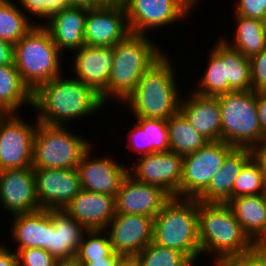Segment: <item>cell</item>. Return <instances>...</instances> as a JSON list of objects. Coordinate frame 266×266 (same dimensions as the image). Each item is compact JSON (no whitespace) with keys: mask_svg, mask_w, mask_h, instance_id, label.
<instances>
[{"mask_svg":"<svg viewBox=\"0 0 266 266\" xmlns=\"http://www.w3.org/2000/svg\"><path fill=\"white\" fill-rule=\"evenodd\" d=\"M0 204L10 215L41 210L32 167L0 171Z\"/></svg>","mask_w":266,"mask_h":266,"instance_id":"e0dca14e","label":"cell"},{"mask_svg":"<svg viewBox=\"0 0 266 266\" xmlns=\"http://www.w3.org/2000/svg\"><path fill=\"white\" fill-rule=\"evenodd\" d=\"M136 123L146 132L147 154L169 151L167 120L135 118Z\"/></svg>","mask_w":266,"mask_h":266,"instance_id":"d590c367","label":"cell"},{"mask_svg":"<svg viewBox=\"0 0 266 266\" xmlns=\"http://www.w3.org/2000/svg\"><path fill=\"white\" fill-rule=\"evenodd\" d=\"M216 98L221 110L222 141L256 150L265 138L257 115V92L236 91Z\"/></svg>","mask_w":266,"mask_h":266,"instance_id":"52a82bcc","label":"cell"},{"mask_svg":"<svg viewBox=\"0 0 266 266\" xmlns=\"http://www.w3.org/2000/svg\"><path fill=\"white\" fill-rule=\"evenodd\" d=\"M198 201L171 197L154 217L152 242L174 249L191 261L201 254L198 237Z\"/></svg>","mask_w":266,"mask_h":266,"instance_id":"5b68a950","label":"cell"},{"mask_svg":"<svg viewBox=\"0 0 266 266\" xmlns=\"http://www.w3.org/2000/svg\"><path fill=\"white\" fill-rule=\"evenodd\" d=\"M14 57V45L8 41L0 39V66L12 64Z\"/></svg>","mask_w":266,"mask_h":266,"instance_id":"ee69618b","label":"cell"},{"mask_svg":"<svg viewBox=\"0 0 266 266\" xmlns=\"http://www.w3.org/2000/svg\"><path fill=\"white\" fill-rule=\"evenodd\" d=\"M235 15L266 22V0H237Z\"/></svg>","mask_w":266,"mask_h":266,"instance_id":"ab89813d","label":"cell"},{"mask_svg":"<svg viewBox=\"0 0 266 266\" xmlns=\"http://www.w3.org/2000/svg\"><path fill=\"white\" fill-rule=\"evenodd\" d=\"M167 127L169 150L182 157L197 151L209 142L189 124L180 112L167 120Z\"/></svg>","mask_w":266,"mask_h":266,"instance_id":"f546056e","label":"cell"},{"mask_svg":"<svg viewBox=\"0 0 266 266\" xmlns=\"http://www.w3.org/2000/svg\"><path fill=\"white\" fill-rule=\"evenodd\" d=\"M147 35L129 33L114 49L108 85L107 98L115 97L122 104L134 91L144 73L164 54Z\"/></svg>","mask_w":266,"mask_h":266,"instance_id":"277c9868","label":"cell"},{"mask_svg":"<svg viewBox=\"0 0 266 266\" xmlns=\"http://www.w3.org/2000/svg\"><path fill=\"white\" fill-rule=\"evenodd\" d=\"M0 266H19L17 253L10 251L6 245H0Z\"/></svg>","mask_w":266,"mask_h":266,"instance_id":"f6af8a7d","label":"cell"},{"mask_svg":"<svg viewBox=\"0 0 266 266\" xmlns=\"http://www.w3.org/2000/svg\"><path fill=\"white\" fill-rule=\"evenodd\" d=\"M104 232L105 230L86 231L88 237L85 238L83 235L76 253V258L80 262H92L106 256H121L113 250L108 235L103 236Z\"/></svg>","mask_w":266,"mask_h":266,"instance_id":"836d02e7","label":"cell"},{"mask_svg":"<svg viewBox=\"0 0 266 266\" xmlns=\"http://www.w3.org/2000/svg\"><path fill=\"white\" fill-rule=\"evenodd\" d=\"M88 8L69 6L52 15L43 25L59 51H76L85 45L84 30ZM66 49V50H65Z\"/></svg>","mask_w":266,"mask_h":266,"instance_id":"7402d4cb","label":"cell"},{"mask_svg":"<svg viewBox=\"0 0 266 266\" xmlns=\"http://www.w3.org/2000/svg\"><path fill=\"white\" fill-rule=\"evenodd\" d=\"M170 198L161 187L138 182L128 173L115 196L116 213L154 218Z\"/></svg>","mask_w":266,"mask_h":266,"instance_id":"ac0fdd59","label":"cell"},{"mask_svg":"<svg viewBox=\"0 0 266 266\" xmlns=\"http://www.w3.org/2000/svg\"><path fill=\"white\" fill-rule=\"evenodd\" d=\"M223 266H266V245H257L252 251L227 261Z\"/></svg>","mask_w":266,"mask_h":266,"instance_id":"60d3db41","label":"cell"},{"mask_svg":"<svg viewBox=\"0 0 266 266\" xmlns=\"http://www.w3.org/2000/svg\"><path fill=\"white\" fill-rule=\"evenodd\" d=\"M234 148L223 141L208 142L197 151L183 156L181 189L176 197L197 199Z\"/></svg>","mask_w":266,"mask_h":266,"instance_id":"9c48e42d","label":"cell"},{"mask_svg":"<svg viewBox=\"0 0 266 266\" xmlns=\"http://www.w3.org/2000/svg\"><path fill=\"white\" fill-rule=\"evenodd\" d=\"M136 162L132 170H128L136 181L159 186L171 197L178 195L181 189L182 156L169 150L140 156Z\"/></svg>","mask_w":266,"mask_h":266,"instance_id":"7c38bea8","label":"cell"},{"mask_svg":"<svg viewBox=\"0 0 266 266\" xmlns=\"http://www.w3.org/2000/svg\"><path fill=\"white\" fill-rule=\"evenodd\" d=\"M105 105L101 97L75 77L62 74L39 86L32 93V106L39 111L37 121L65 126L70 120L84 118Z\"/></svg>","mask_w":266,"mask_h":266,"instance_id":"6da1fadb","label":"cell"},{"mask_svg":"<svg viewBox=\"0 0 266 266\" xmlns=\"http://www.w3.org/2000/svg\"><path fill=\"white\" fill-rule=\"evenodd\" d=\"M235 17L237 26L233 34L234 42L230 43L226 38L224 40L223 36L222 40L231 48L250 59L266 48V24L258 19L245 18L239 15Z\"/></svg>","mask_w":266,"mask_h":266,"instance_id":"83f0119b","label":"cell"},{"mask_svg":"<svg viewBox=\"0 0 266 266\" xmlns=\"http://www.w3.org/2000/svg\"><path fill=\"white\" fill-rule=\"evenodd\" d=\"M115 266H140L136 256H121Z\"/></svg>","mask_w":266,"mask_h":266,"instance_id":"c3c4849f","label":"cell"},{"mask_svg":"<svg viewBox=\"0 0 266 266\" xmlns=\"http://www.w3.org/2000/svg\"><path fill=\"white\" fill-rule=\"evenodd\" d=\"M91 148L84 153L77 166L81 189L116 196L129 169L111 157L91 159Z\"/></svg>","mask_w":266,"mask_h":266,"instance_id":"d6986e66","label":"cell"},{"mask_svg":"<svg viewBox=\"0 0 266 266\" xmlns=\"http://www.w3.org/2000/svg\"><path fill=\"white\" fill-rule=\"evenodd\" d=\"M130 135H128V144L129 150L136 151L140 154L147 155V138H146V132L142 130V128L135 123L134 128L131 129L129 132ZM132 141V142H131Z\"/></svg>","mask_w":266,"mask_h":266,"instance_id":"b9f144b4","label":"cell"},{"mask_svg":"<svg viewBox=\"0 0 266 266\" xmlns=\"http://www.w3.org/2000/svg\"><path fill=\"white\" fill-rule=\"evenodd\" d=\"M11 237L17 242L16 253L25 248H43L49 252L50 210L12 216Z\"/></svg>","mask_w":266,"mask_h":266,"instance_id":"484cf974","label":"cell"},{"mask_svg":"<svg viewBox=\"0 0 266 266\" xmlns=\"http://www.w3.org/2000/svg\"><path fill=\"white\" fill-rule=\"evenodd\" d=\"M136 257L140 266H187L191 260L177 250L150 242Z\"/></svg>","mask_w":266,"mask_h":266,"instance_id":"e575fe53","label":"cell"},{"mask_svg":"<svg viewBox=\"0 0 266 266\" xmlns=\"http://www.w3.org/2000/svg\"><path fill=\"white\" fill-rule=\"evenodd\" d=\"M255 154L250 148H234L224 159L222 167L212 177L207 189L196 199L203 203H227L232 199L234 181L243 165Z\"/></svg>","mask_w":266,"mask_h":266,"instance_id":"603a6c76","label":"cell"},{"mask_svg":"<svg viewBox=\"0 0 266 266\" xmlns=\"http://www.w3.org/2000/svg\"><path fill=\"white\" fill-rule=\"evenodd\" d=\"M16 114H0V171L32 167L37 119L29 124Z\"/></svg>","mask_w":266,"mask_h":266,"instance_id":"8fae6325","label":"cell"},{"mask_svg":"<svg viewBox=\"0 0 266 266\" xmlns=\"http://www.w3.org/2000/svg\"><path fill=\"white\" fill-rule=\"evenodd\" d=\"M132 33L145 35L146 30L178 22L189 16L199 0H121Z\"/></svg>","mask_w":266,"mask_h":266,"instance_id":"30bf717a","label":"cell"},{"mask_svg":"<svg viewBox=\"0 0 266 266\" xmlns=\"http://www.w3.org/2000/svg\"><path fill=\"white\" fill-rule=\"evenodd\" d=\"M40 209H65L82 190L75 169H33Z\"/></svg>","mask_w":266,"mask_h":266,"instance_id":"5bb4252c","label":"cell"},{"mask_svg":"<svg viewBox=\"0 0 266 266\" xmlns=\"http://www.w3.org/2000/svg\"><path fill=\"white\" fill-rule=\"evenodd\" d=\"M26 103L32 106V92L23 83L15 64L0 66V114H16Z\"/></svg>","mask_w":266,"mask_h":266,"instance_id":"4316f807","label":"cell"},{"mask_svg":"<svg viewBox=\"0 0 266 266\" xmlns=\"http://www.w3.org/2000/svg\"><path fill=\"white\" fill-rule=\"evenodd\" d=\"M249 60L251 90L255 92L266 91V48Z\"/></svg>","mask_w":266,"mask_h":266,"instance_id":"f35d334b","label":"cell"},{"mask_svg":"<svg viewBox=\"0 0 266 266\" xmlns=\"http://www.w3.org/2000/svg\"><path fill=\"white\" fill-rule=\"evenodd\" d=\"M153 224L154 218L150 216L116 213L105 233L109 231L110 243L117 254L136 256L152 242Z\"/></svg>","mask_w":266,"mask_h":266,"instance_id":"9a60e30c","label":"cell"},{"mask_svg":"<svg viewBox=\"0 0 266 266\" xmlns=\"http://www.w3.org/2000/svg\"><path fill=\"white\" fill-rule=\"evenodd\" d=\"M212 51L225 64V80L234 91H251L250 60L219 39Z\"/></svg>","mask_w":266,"mask_h":266,"instance_id":"f1b7e54d","label":"cell"},{"mask_svg":"<svg viewBox=\"0 0 266 266\" xmlns=\"http://www.w3.org/2000/svg\"><path fill=\"white\" fill-rule=\"evenodd\" d=\"M121 256H106L92 262H80L82 266H115Z\"/></svg>","mask_w":266,"mask_h":266,"instance_id":"7dc6e473","label":"cell"},{"mask_svg":"<svg viewBox=\"0 0 266 266\" xmlns=\"http://www.w3.org/2000/svg\"><path fill=\"white\" fill-rule=\"evenodd\" d=\"M86 231L64 209L50 210L49 253L56 259L76 256Z\"/></svg>","mask_w":266,"mask_h":266,"instance_id":"cb8c5ba5","label":"cell"},{"mask_svg":"<svg viewBox=\"0 0 266 266\" xmlns=\"http://www.w3.org/2000/svg\"><path fill=\"white\" fill-rule=\"evenodd\" d=\"M266 194V168L254 154L242 167L234 181L232 199L240 196Z\"/></svg>","mask_w":266,"mask_h":266,"instance_id":"4dcf8cb0","label":"cell"},{"mask_svg":"<svg viewBox=\"0 0 266 266\" xmlns=\"http://www.w3.org/2000/svg\"><path fill=\"white\" fill-rule=\"evenodd\" d=\"M54 266H82V264L76 256H72L69 258H57Z\"/></svg>","mask_w":266,"mask_h":266,"instance_id":"681fc988","label":"cell"},{"mask_svg":"<svg viewBox=\"0 0 266 266\" xmlns=\"http://www.w3.org/2000/svg\"><path fill=\"white\" fill-rule=\"evenodd\" d=\"M66 126L38 122L34 136L33 169H75L92 146Z\"/></svg>","mask_w":266,"mask_h":266,"instance_id":"ba28073f","label":"cell"},{"mask_svg":"<svg viewBox=\"0 0 266 266\" xmlns=\"http://www.w3.org/2000/svg\"><path fill=\"white\" fill-rule=\"evenodd\" d=\"M195 261H191L187 266H195Z\"/></svg>","mask_w":266,"mask_h":266,"instance_id":"816d5d0a","label":"cell"},{"mask_svg":"<svg viewBox=\"0 0 266 266\" xmlns=\"http://www.w3.org/2000/svg\"><path fill=\"white\" fill-rule=\"evenodd\" d=\"M62 54L43 25H34L16 44L13 62L23 83L33 93L61 75Z\"/></svg>","mask_w":266,"mask_h":266,"instance_id":"8992f818","label":"cell"},{"mask_svg":"<svg viewBox=\"0 0 266 266\" xmlns=\"http://www.w3.org/2000/svg\"><path fill=\"white\" fill-rule=\"evenodd\" d=\"M199 81V87L193 91L204 97H217L234 92L229 87L228 80H225V64L212 50L209 54L207 69Z\"/></svg>","mask_w":266,"mask_h":266,"instance_id":"d6a6232c","label":"cell"},{"mask_svg":"<svg viewBox=\"0 0 266 266\" xmlns=\"http://www.w3.org/2000/svg\"><path fill=\"white\" fill-rule=\"evenodd\" d=\"M191 92L192 95L188 99L181 98L179 112L209 142L222 141L221 110L218 99Z\"/></svg>","mask_w":266,"mask_h":266,"instance_id":"44dd1931","label":"cell"},{"mask_svg":"<svg viewBox=\"0 0 266 266\" xmlns=\"http://www.w3.org/2000/svg\"><path fill=\"white\" fill-rule=\"evenodd\" d=\"M117 1L118 0H67L70 6L85 7L88 9L105 7Z\"/></svg>","mask_w":266,"mask_h":266,"instance_id":"bcb514c9","label":"cell"},{"mask_svg":"<svg viewBox=\"0 0 266 266\" xmlns=\"http://www.w3.org/2000/svg\"><path fill=\"white\" fill-rule=\"evenodd\" d=\"M256 245H266V194L240 196L226 203Z\"/></svg>","mask_w":266,"mask_h":266,"instance_id":"d4e9b609","label":"cell"},{"mask_svg":"<svg viewBox=\"0 0 266 266\" xmlns=\"http://www.w3.org/2000/svg\"><path fill=\"white\" fill-rule=\"evenodd\" d=\"M256 108L261 132L266 137V91L257 92Z\"/></svg>","mask_w":266,"mask_h":266,"instance_id":"7bdbcfd3","label":"cell"},{"mask_svg":"<svg viewBox=\"0 0 266 266\" xmlns=\"http://www.w3.org/2000/svg\"><path fill=\"white\" fill-rule=\"evenodd\" d=\"M255 154L266 164V137L263 139L261 145L255 150Z\"/></svg>","mask_w":266,"mask_h":266,"instance_id":"f907efd6","label":"cell"},{"mask_svg":"<svg viewBox=\"0 0 266 266\" xmlns=\"http://www.w3.org/2000/svg\"><path fill=\"white\" fill-rule=\"evenodd\" d=\"M19 266H54L56 258L43 248H25L17 252Z\"/></svg>","mask_w":266,"mask_h":266,"instance_id":"74e56055","label":"cell"},{"mask_svg":"<svg viewBox=\"0 0 266 266\" xmlns=\"http://www.w3.org/2000/svg\"><path fill=\"white\" fill-rule=\"evenodd\" d=\"M19 2L28 13L39 18H46V21L52 15L70 6L67 0H20Z\"/></svg>","mask_w":266,"mask_h":266,"instance_id":"8d00e7d4","label":"cell"},{"mask_svg":"<svg viewBox=\"0 0 266 266\" xmlns=\"http://www.w3.org/2000/svg\"><path fill=\"white\" fill-rule=\"evenodd\" d=\"M173 69L172 60L164 53L144 73L123 102L130 107L135 118L168 120L179 112L181 95Z\"/></svg>","mask_w":266,"mask_h":266,"instance_id":"3957f363","label":"cell"},{"mask_svg":"<svg viewBox=\"0 0 266 266\" xmlns=\"http://www.w3.org/2000/svg\"><path fill=\"white\" fill-rule=\"evenodd\" d=\"M64 210L86 230H105L116 215L115 196L81 190Z\"/></svg>","mask_w":266,"mask_h":266,"instance_id":"ffe728a7","label":"cell"},{"mask_svg":"<svg viewBox=\"0 0 266 266\" xmlns=\"http://www.w3.org/2000/svg\"><path fill=\"white\" fill-rule=\"evenodd\" d=\"M129 33L126 10L121 0L105 7L88 9L85 45L113 47Z\"/></svg>","mask_w":266,"mask_h":266,"instance_id":"4fadbf2b","label":"cell"},{"mask_svg":"<svg viewBox=\"0 0 266 266\" xmlns=\"http://www.w3.org/2000/svg\"><path fill=\"white\" fill-rule=\"evenodd\" d=\"M74 54L75 78L93 89L106 104L107 85L114 64L113 47L83 45Z\"/></svg>","mask_w":266,"mask_h":266,"instance_id":"2e32d148","label":"cell"},{"mask_svg":"<svg viewBox=\"0 0 266 266\" xmlns=\"http://www.w3.org/2000/svg\"><path fill=\"white\" fill-rule=\"evenodd\" d=\"M22 11V12H21ZM12 0H0V39L16 44L34 25Z\"/></svg>","mask_w":266,"mask_h":266,"instance_id":"1f68e13d","label":"cell"},{"mask_svg":"<svg viewBox=\"0 0 266 266\" xmlns=\"http://www.w3.org/2000/svg\"><path fill=\"white\" fill-rule=\"evenodd\" d=\"M197 211L201 254H213L215 266H223L257 246L243 231L226 203L198 201Z\"/></svg>","mask_w":266,"mask_h":266,"instance_id":"7a4b0ae2","label":"cell"}]
</instances>
